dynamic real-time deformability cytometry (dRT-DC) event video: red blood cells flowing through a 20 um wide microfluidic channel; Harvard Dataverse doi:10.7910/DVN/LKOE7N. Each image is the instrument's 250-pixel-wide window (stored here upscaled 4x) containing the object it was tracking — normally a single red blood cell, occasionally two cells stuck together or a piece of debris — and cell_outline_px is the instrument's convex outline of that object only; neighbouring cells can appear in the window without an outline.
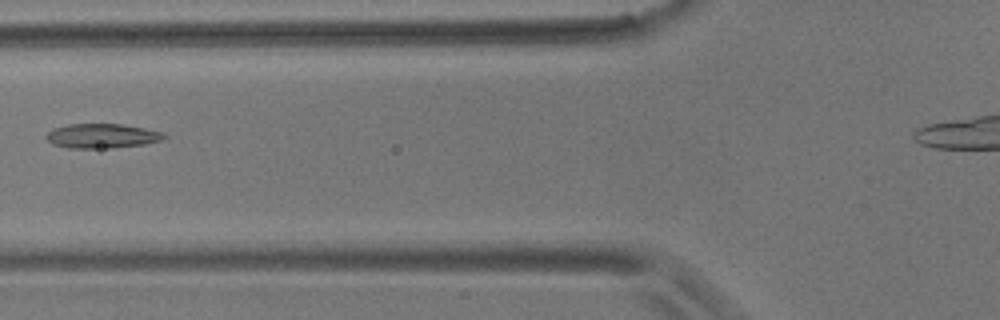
{"species": "common noctule bat (a hibernating species)", "species_latin": "Nyctalus noctula", "temperature_condition": "room temperature", "stored_images_in_passage": 11, "camera_frame_rate_fps": 3000, "um_per_image_px": 0.085, "animal": {"sex": "male", "body_mass_g": 17.9}, "frame": {"image": 1, "passage_image": 2, "time_ms": 1.333, "image_size_px": [1000, 320], "cell_outline_px": [[168, 136], [160, 140], [144, 144], [112, 148], [68, 148], [52, 144], [44, 136], [52, 128], [68, 124], [120, 124], [144, 128], [164, 132]], "centroid_in_image_um": [8.65, 11.55], "position_along_channel_um": 117.2, "area_um2": 16.88}}
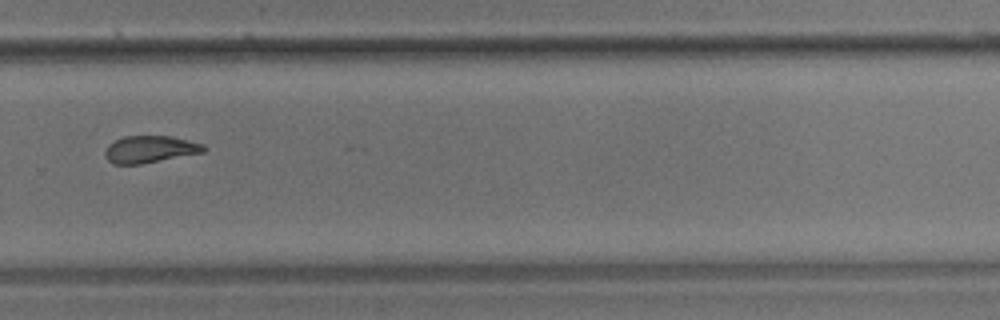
{"frame": {"image": 2, "passage_image": 7, "time_ms": 7.0, "image_size_px": [1000, 320], "cell_outline_px": [[208, 148], [204, 152], [140, 164], [112, 164], [104, 156], [104, 152], [108, 144], [124, 136], [172, 136], [204, 144]], "centroid_in_image_um": [12.74, 12.68], "position_along_channel_um": 317.1, "area_um2": 15.61}}
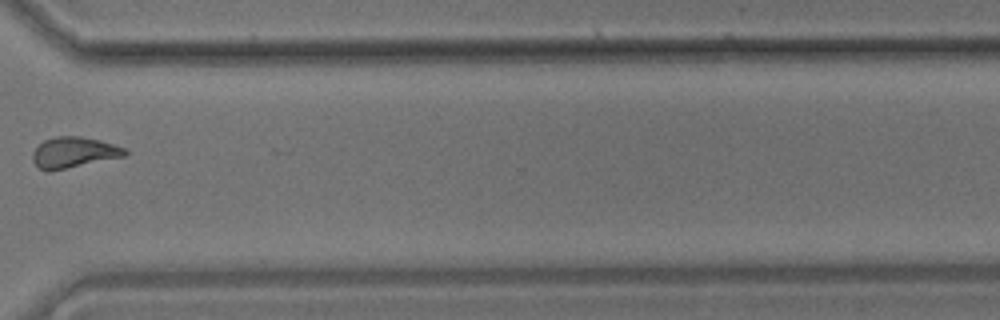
{"frame": {"image": 3, "passage_image": 8, "time_ms": 8.333, "image_size_px": [1000, 320], "cell_outline_px": [[128, 152], [124, 156], [48, 172], [40, 168], [32, 160], [32, 152], [44, 140], [56, 136], [80, 136], [100, 140], [128, 148]], "centroid_in_image_um": [6.28, 12.95], "position_along_channel_um": 364.3, "area_um2": 16.53}, "authors_computed_cell_mechanics": {"area_um2": 16.473, "velocity_mm_per_s": 3.5236, "shape_relaxation_time_tau1_ms": 4.796, "shape_relaxation_time_tau2_ms": null, "deformation_change_tau1": 0.1073, "deformation_change_tau2": null}}